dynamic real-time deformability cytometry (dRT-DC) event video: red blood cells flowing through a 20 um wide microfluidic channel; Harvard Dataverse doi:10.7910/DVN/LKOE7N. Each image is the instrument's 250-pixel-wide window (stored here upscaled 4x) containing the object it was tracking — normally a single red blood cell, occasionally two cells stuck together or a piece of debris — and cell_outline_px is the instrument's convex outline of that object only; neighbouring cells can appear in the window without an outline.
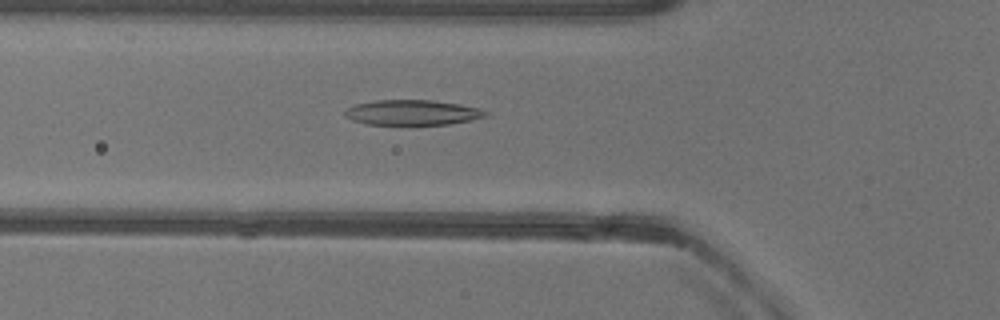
{"species": "common noctule bat (a hibernating species)", "species_latin": "Nyctalus noctula", "temperature_condition": "warm", "stored_images_in_passage": 38, "camera_frame_rate_fps": 3000, "um_per_image_px": 0.085, "animal": {"sex": "female"}, "frame": {"image": 1, "passage_image": 4, "time_ms": 1.0, "image_size_px": [1000, 320], "cell_outline_px": [[488, 112], [484, 116], [472, 120], [448, 124], [412, 128], [400, 128], [368, 124], [352, 120], [344, 116], [344, 112], [348, 108], [356, 104], [376, 100], [432, 100], [460, 104], [480, 108]], "centroid_in_image_um": [35.02, 9.62], "position_along_channel_um": 90.8, "area_um2": 21.79}}
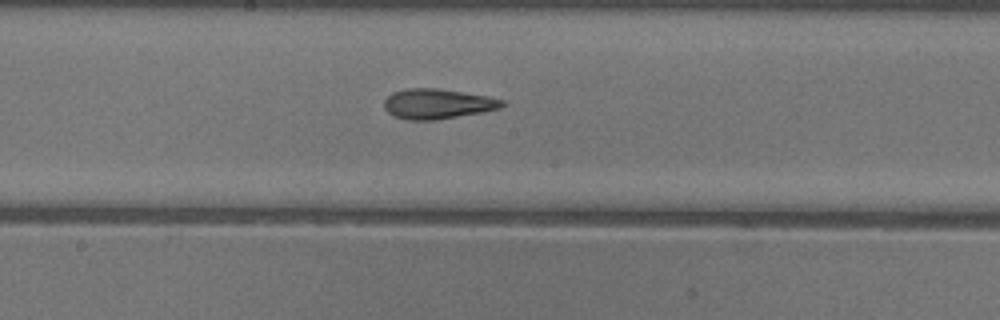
{"frame": {"image": 2, "passage_image": 13, "time_ms": 4.0, "image_size_px": [1000, 320], "cell_outline_px": [[508, 104], [500, 108], [484, 112], [436, 120], [408, 120], [392, 116], [384, 108], [384, 100], [392, 92], [408, 88], [436, 88], [464, 92], [488, 96], [504, 100]], "centroid_in_image_um": [37.21, 8.83], "position_along_channel_um": 211.0, "area_um2": 20.92}}
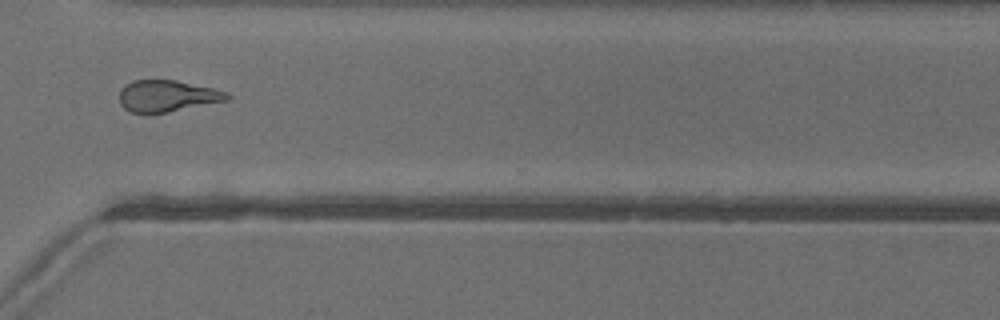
{"frame": {"image": 3, "passage_image": 24, "time_ms": 7.667, "image_size_px": [1000, 320], "cell_outline_px": [[232, 96], [228, 100], [148, 116], [144, 116], [128, 112], [120, 104], [120, 88], [124, 84], [132, 80], [176, 80], [212, 88], [228, 92]], "centroid_in_image_um": [14.15, 8.19], "position_along_channel_um": 356.4, "area_um2": 20.4}, "authors_computed_cell_mechanics": {"area_um2": 20.7502, "velocity_mm_per_s": 3.9747, "shape_relaxation_time_tau1_ms": null, "shape_relaxation_time_tau2_ms": 3.695, "deformation_change_tau1": null, "deformation_change_tau2": 0.1407}}